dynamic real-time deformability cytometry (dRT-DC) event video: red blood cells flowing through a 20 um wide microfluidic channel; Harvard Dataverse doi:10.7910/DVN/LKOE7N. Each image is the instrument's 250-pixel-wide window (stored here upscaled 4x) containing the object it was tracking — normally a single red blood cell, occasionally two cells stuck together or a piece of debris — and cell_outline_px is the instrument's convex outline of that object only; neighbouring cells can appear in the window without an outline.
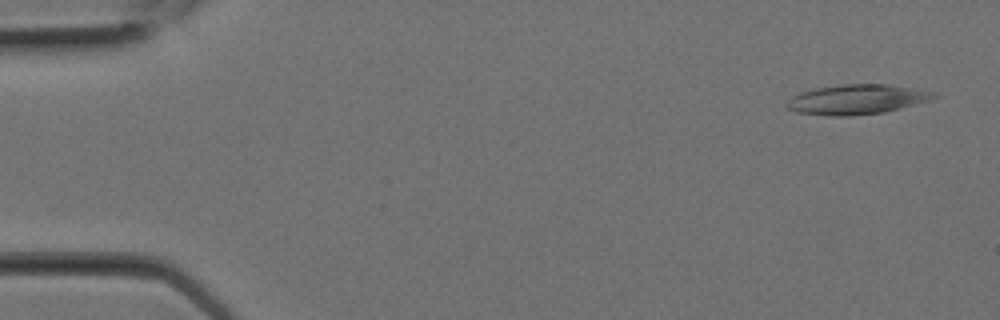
{"species": "Egyptian fruit bat (a non-hibernating species)", "species_latin": "Rousettus aegyptiacus", "temperature_condition": "room temperature", "stored_images_in_passage": 2, "camera_frame_rate_fps": 3000, "um_per_image_px": 0.085, "animal": {"sex": "female"}, "frame": {"image": 1, "passage_image": 1, "time_ms": 0.0, "image_size_px": [1000, 320], "cell_outline_px": [[940, 96], [928, 100], [884, 112], [852, 116], [824, 116], [796, 112], [788, 108], [784, 104], [792, 96], [800, 92], [816, 88], [840, 84], [888, 84], [932, 92]], "centroid_in_image_um": [72.74, 8.46], "position_along_channel_um": 12.3, "area_um2": 25.43}}